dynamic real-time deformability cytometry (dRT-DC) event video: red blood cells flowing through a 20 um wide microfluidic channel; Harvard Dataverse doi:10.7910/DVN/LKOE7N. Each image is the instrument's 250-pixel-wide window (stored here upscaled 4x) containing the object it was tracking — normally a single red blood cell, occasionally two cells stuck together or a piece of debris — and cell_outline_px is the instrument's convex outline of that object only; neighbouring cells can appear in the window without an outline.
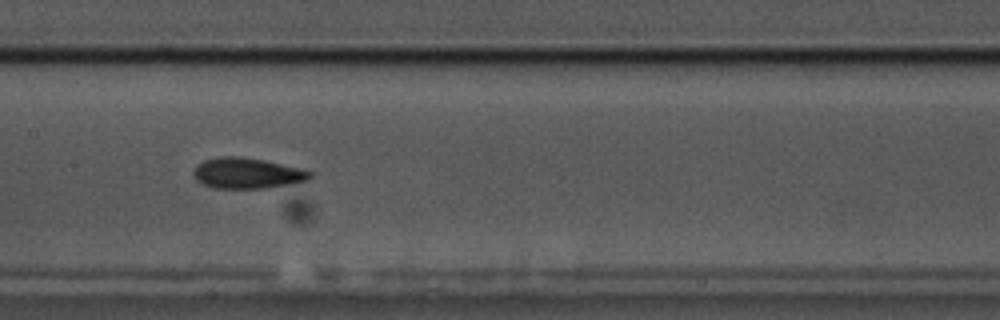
{"species": "common noctule bat (a hibernating species)", "species_latin": "Nyctalus noctula", "temperature_condition": "cold", "stored_images_in_passage": 57, "camera_frame_rate_fps": 3000, "um_per_image_px": 0.085, "animal": {"sex": "male", "body_mass_g": 17.5, "forearm_length_mm": 52.3}, "frame": {"image": 1, "passage_image": 28, "time_ms": 9.0, "image_size_px": [1000, 320], "cell_outline_px": [[312, 176], [308, 180], [268, 188], [216, 188], [204, 184], [196, 180], [192, 176], [192, 172], [196, 164], [204, 160], [220, 156], [240, 156], [264, 160], [304, 168], [312, 172]], "centroid_in_image_um": [21.0, 14.71], "position_along_channel_um": 186.4, "area_um2": 21.1}}
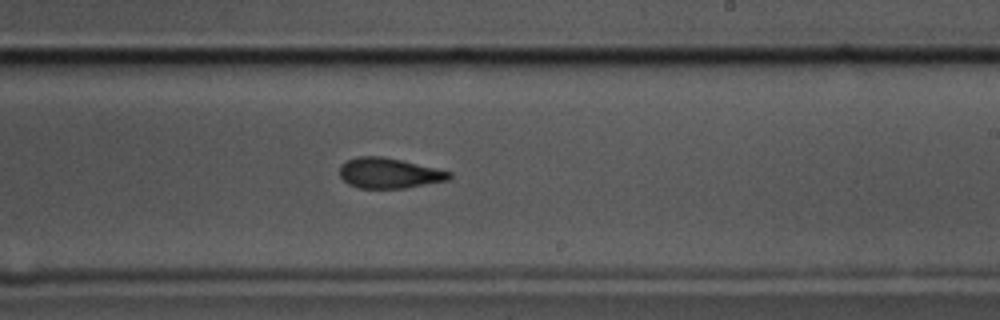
{"frame": {"image": 2, "passage_image": 34, "time_ms": 11.0, "image_size_px": [1000, 320], "cell_outline_px": [[452, 176], [448, 180], [404, 188], [360, 188], [348, 184], [340, 176], [340, 164], [356, 156], [384, 156], [436, 168], [452, 172]], "centroid_in_image_um": [33.06, 14.71], "position_along_channel_um": 255.9, "area_um2": 19.36}}
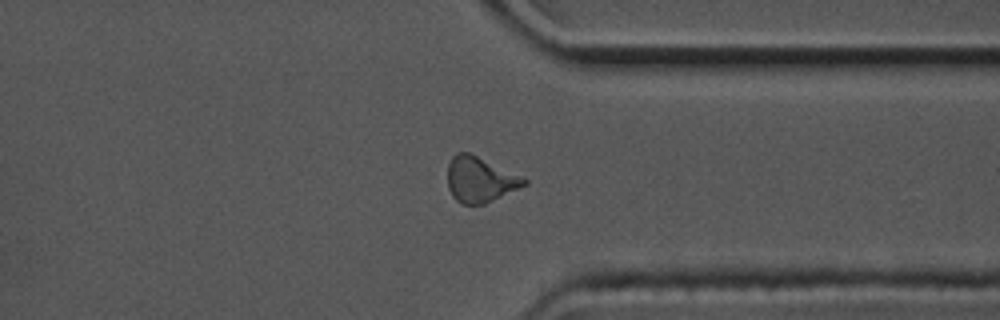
{"frame": {"image": 3, "passage_image": 44, "time_ms": 14.333, "image_size_px": [1000, 320], "cell_outline_px": [[528, 184], [484, 204], [464, 204], [456, 200], [452, 196], [448, 188], [448, 164], [452, 156], [456, 152], [468, 152], [524, 176], [528, 180]], "centroid_in_image_um": [40.81, 15.25], "position_along_channel_um": 370.6, "area_um2": 20.35}, "authors_computed_cell_mechanics": {"area_um2": 20.1144, "velocity_mm_per_s": 3.487, "shape_relaxation_time_tau1_ms": 7.1151, "shape_relaxation_time_tau2_ms": 2.8381, "deformation_change_tau1": 0.1523, "deformation_change_tau2": 0.095}}